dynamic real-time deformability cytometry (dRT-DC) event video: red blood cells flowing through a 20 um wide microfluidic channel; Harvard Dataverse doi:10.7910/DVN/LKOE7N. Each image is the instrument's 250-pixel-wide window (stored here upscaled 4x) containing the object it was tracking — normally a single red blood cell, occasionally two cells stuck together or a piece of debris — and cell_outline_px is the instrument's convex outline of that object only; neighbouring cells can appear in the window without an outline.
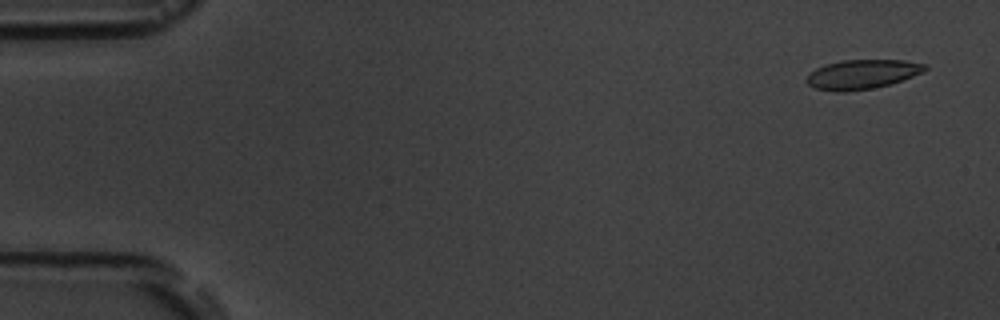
{"species": "common noctule bat (a hibernating species)", "species_latin": "Nyctalus noctula", "temperature_condition": "room temperature", "stored_images_in_passage": 5, "camera_frame_rate_fps": 3000, "um_per_image_px": 0.085, "animal": {"sex": "male", "body_mass_g": 19.5, "forearm_length_mm": 54.6}, "frame": {"image": 1, "passage_image": 1, "time_ms": 0.0, "image_size_px": [1000, 320], "cell_outline_px": [[928, 68], [924, 72], [888, 84], [872, 88], [848, 92], [836, 92], [816, 88], [808, 84], [804, 80], [816, 68], [824, 64], [840, 60], [904, 60], [928, 64]], "centroid_in_image_um": [73.28, 6.31], "position_along_channel_um": 11.7, "area_um2": 20.29}}
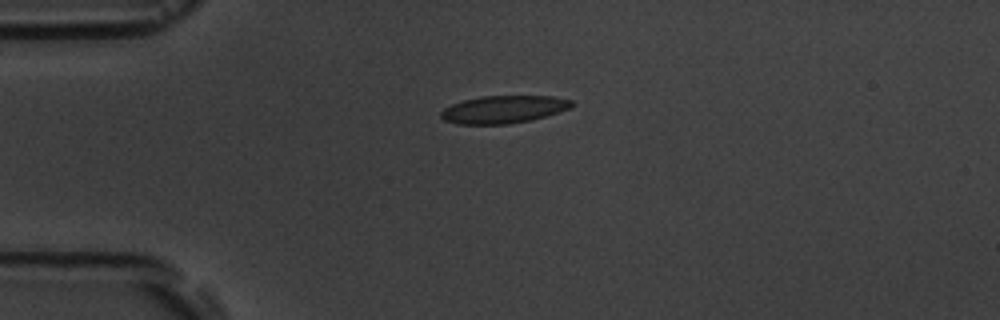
{"frame": {"image": 2, "passage_image": 4, "time_ms": 3.667, "image_size_px": [1000, 320], "cell_outline_px": [[576, 104], [568, 108], [532, 120], [508, 124], [456, 124], [444, 120], [440, 116], [440, 112], [444, 108], [452, 104], [464, 100], [480, 96], [552, 96], [572, 100]], "centroid_in_image_um": [42.77, 9.3], "position_along_channel_um": 42.2, "area_um2": 20.98}}